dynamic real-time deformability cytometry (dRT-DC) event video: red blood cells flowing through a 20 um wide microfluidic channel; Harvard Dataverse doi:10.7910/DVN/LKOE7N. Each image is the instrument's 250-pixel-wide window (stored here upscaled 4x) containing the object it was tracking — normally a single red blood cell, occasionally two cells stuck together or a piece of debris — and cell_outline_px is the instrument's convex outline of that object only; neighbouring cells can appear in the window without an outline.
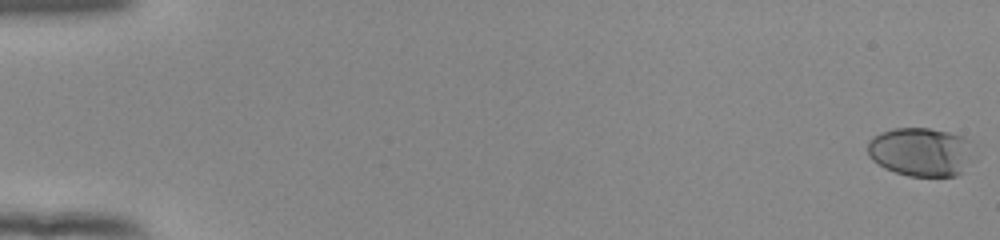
{"species": "human", "species_latin": "Homo sapiens", "temperature_condition": "room temperature", "stored_images_in_passage": 55, "camera_frame_rate_fps": 3000, "um_per_image_px": 0.085, "donor": {"sex": "female"}, "frame": {"image": 1, "passage_image": 1, "time_ms": 0.0, "image_size_px": [1000, 240], "cell_outline_px": [[976, 160], [964, 172], [956, 176], [908, 176], [884, 168], [872, 160], [868, 156], [868, 140], [872, 136], [880, 132], [896, 128], [928, 128], [948, 132], [964, 136], [972, 140]], "centroid_in_image_um": [78.36, 12.91], "position_along_channel_um": 6.6, "area_um2": 31.15}}
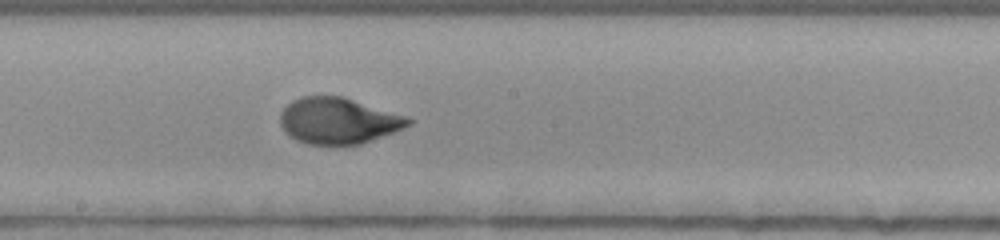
{"frame": {"image": 2, "passage_image": 32, "time_ms": 10.333, "image_size_px": [1000, 240], "cell_outline_px": [[416, 120], [412, 124], [392, 132], [360, 144], [308, 144], [296, 140], [284, 132], [280, 124], [280, 112], [292, 100], [300, 96], [344, 96]], "centroid_in_image_um": [28.71, 10.25], "position_along_channel_um": 219.5, "area_um2": 34.28}}
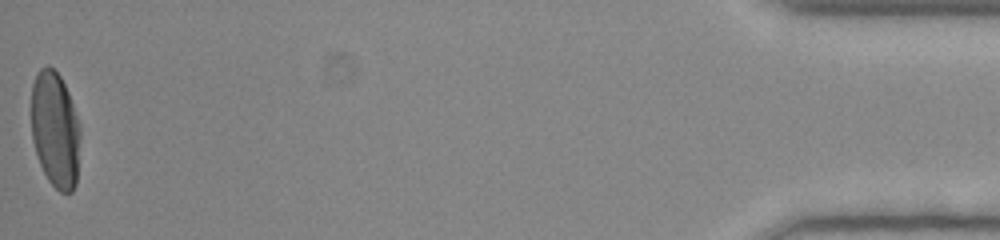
{"frame": {"image": 3, "passage_image": 55, "time_ms": 18.0, "image_size_px": [1000, 240], "cell_outline_px": [[80, 136], [76, 184], [72, 192], [60, 192], [48, 180], [40, 164], [32, 140], [32, 84], [36, 72], [40, 68], [48, 64], [60, 76], [68, 92], [80, 124]], "centroid_in_image_um": [4.69, 11.0], "position_along_channel_um": 430.5, "area_um2": 33.18}, "authors_computed_cell_mechanics": {"area_um2": 33.2928, "velocity_mm_per_s": 3.9085, "shape_relaxation_time_tau1_ms": 3.9561, "shape_relaxation_time_tau2_ms": null, "deformation_change_tau1": 0.1999, "deformation_change_tau2": null}}